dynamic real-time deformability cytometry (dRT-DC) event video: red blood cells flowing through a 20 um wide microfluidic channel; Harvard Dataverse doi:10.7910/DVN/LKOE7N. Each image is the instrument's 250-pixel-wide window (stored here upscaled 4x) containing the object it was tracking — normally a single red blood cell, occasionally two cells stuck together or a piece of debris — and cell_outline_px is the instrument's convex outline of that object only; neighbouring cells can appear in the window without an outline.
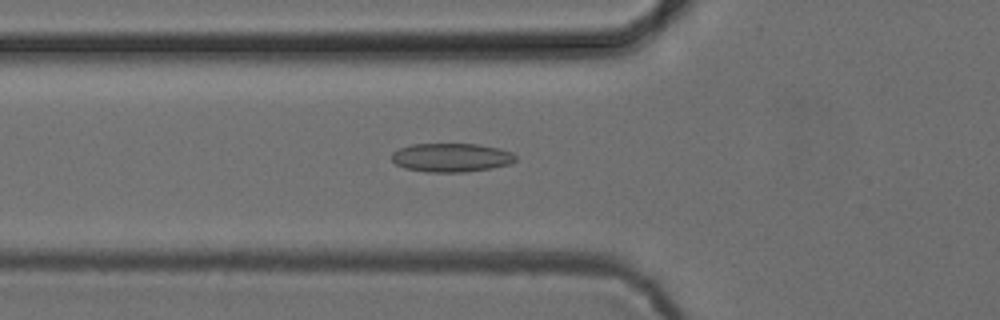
{"species": "common noctule bat (a hibernating species)", "species_latin": "Nyctalus noctula", "temperature_condition": "cold", "stored_images_in_passage": 49, "camera_frame_rate_fps": 3000, "um_per_image_px": 0.085, "animal": {"sex": "female", "body_mass_g": 24.6, "forearm_length_mm": 56.2}, "frame": {"image": 1, "passage_image": 19, "time_ms": 6.0, "image_size_px": [1000, 320], "cell_outline_px": [[516, 160], [512, 164], [492, 168], [464, 172], [428, 172], [404, 168], [396, 164], [392, 160], [392, 152], [400, 148], [412, 144], [476, 144], [500, 148], [512, 152], [516, 156]], "centroid_in_image_um": [38.39, 13.39], "position_along_channel_um": 87.4, "area_um2": 20.87}}
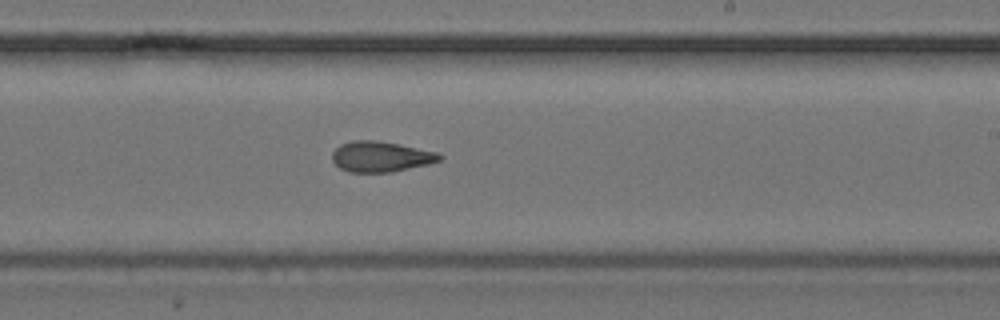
{"frame": {"image": 2, "passage_image": 32, "time_ms": 10.333, "image_size_px": [1000, 320], "cell_outline_px": [[444, 156], [440, 160], [428, 164], [392, 172], [348, 172], [340, 168], [332, 160], [332, 152], [340, 144], [352, 140], [376, 140], [400, 144], [440, 152]], "centroid_in_image_um": [32.39, 13.3], "position_along_channel_um": 256.6, "area_um2": 19.31}}
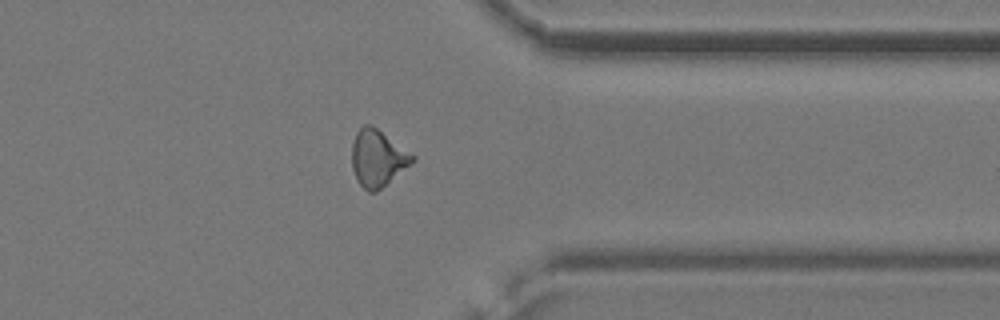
{"frame": {"image": 3, "passage_image": 42, "time_ms": 13.667, "image_size_px": [1000, 320], "cell_outline_px": [[416, 160], [376, 192], [368, 192], [356, 180], [352, 168], [352, 144], [356, 132], [364, 124], [372, 124], [416, 156]], "centroid_in_image_um": [32.1, 13.43], "position_along_channel_um": 379.3, "area_um2": 20.06}, "authors_computed_cell_mechanics": {"area_um2": 19.3052, "velocity_mm_per_s": 3.8924, "shape_relaxation_time_tau1_ms": null, "shape_relaxation_time_tau2_ms": 3.3521, "deformation_change_tau1": null, "deformation_change_tau2": 0.1148}}